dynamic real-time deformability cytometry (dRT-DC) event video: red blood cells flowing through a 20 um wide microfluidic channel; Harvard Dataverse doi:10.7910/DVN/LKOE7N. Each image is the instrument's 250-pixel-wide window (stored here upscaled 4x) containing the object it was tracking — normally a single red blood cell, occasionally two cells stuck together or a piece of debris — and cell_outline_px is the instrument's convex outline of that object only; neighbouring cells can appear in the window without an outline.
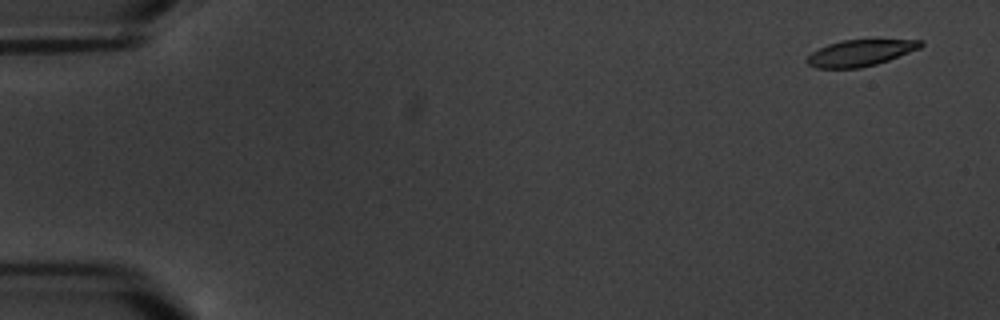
{"species": "common noctule bat (a hibernating species)", "species_latin": "Nyctalus noctula", "temperature_condition": "warm", "stored_images_in_passage": 5, "segment_of_instrument_passage": [2, 2], "camera_frame_rate_fps": 3000, "um_per_image_px": 0.085, "animal": {"sex": "male", "body_mass_g": 20.1, "forearm_length_mm": 53.5}, "frame": {"image": 1, "passage_image": 5, "time_ms": 5.333, "image_size_px": [1000, 320], "cell_outline_px": [[924, 44], [920, 48], [888, 60], [876, 64], [860, 68], [816, 68], [808, 64], [804, 60], [812, 52], [828, 44], [840, 40], [924, 40]], "centroid_in_image_um": [73.1, 4.5], "position_along_channel_um": 11.9, "area_um2": 17.34}}